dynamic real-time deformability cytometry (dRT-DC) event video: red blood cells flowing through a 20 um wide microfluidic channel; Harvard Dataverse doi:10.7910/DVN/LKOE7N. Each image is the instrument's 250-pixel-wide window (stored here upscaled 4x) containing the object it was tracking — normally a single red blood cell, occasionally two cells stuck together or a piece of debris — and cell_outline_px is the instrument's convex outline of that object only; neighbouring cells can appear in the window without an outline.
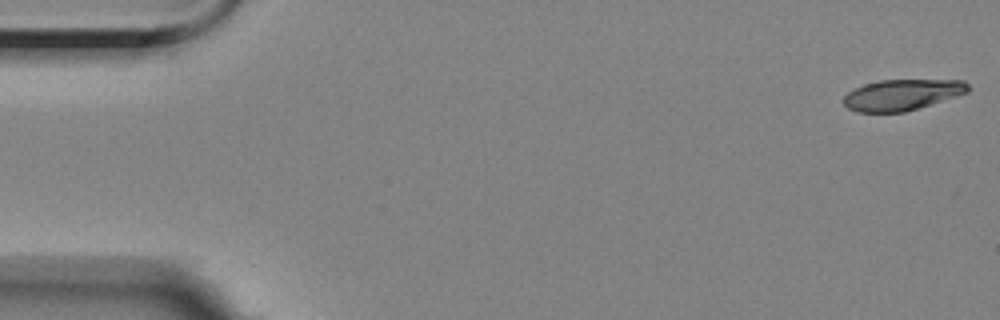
{"species": "Egyptian fruit bat (a non-hibernating species)", "species_latin": "Rousettus aegyptiacus", "temperature_condition": "room temperature", "stored_images_in_passage": 8, "camera_frame_rate_fps": 3000, "um_per_image_px": 0.085, "animal": {"sex": "female"}, "frame": {"image": 1, "passage_image": 1, "time_ms": 0.0, "image_size_px": [1000, 320], "cell_outline_px": [[968, 92], [956, 96], [904, 112], [856, 112], [848, 108], [844, 104], [844, 96], [852, 88], [864, 84], [880, 80], [964, 80], [968, 84]], "centroid_in_image_um": [76.64, 8.05], "position_along_channel_um": 8.4, "area_um2": 22.31}}
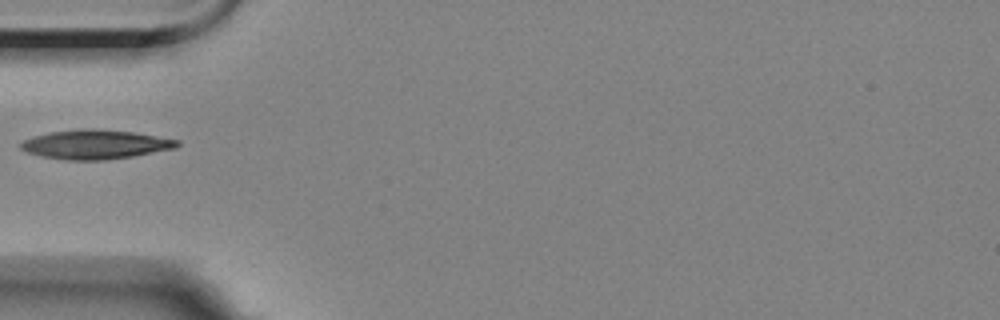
{"frame": {"image": 2, "passage_image": 6, "time_ms": 5.667, "image_size_px": [1000, 320], "cell_outline_px": [[180, 144], [176, 148], [132, 156], [104, 160], [68, 160], [44, 156], [28, 152], [20, 148], [20, 144], [24, 140], [32, 136], [48, 132], [80, 128], [100, 128], [132, 132], [180, 140]], "centroid_in_image_um": [8.11, 12.26], "position_along_channel_um": 76.9, "area_um2": 26.65}}
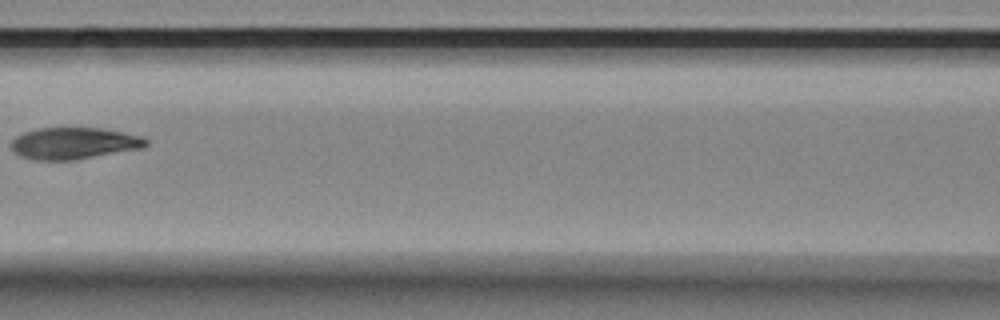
{"frame": {"image": 3, "passage_image": 8, "time_ms": 8.0, "image_size_px": [1000, 320], "cell_outline_px": [[148, 144], [144, 148], [72, 160], [32, 160], [20, 156], [12, 148], [12, 140], [16, 136], [24, 132], [36, 128], [100, 128], [124, 132], [144, 136], [148, 140]], "centroid_in_image_um": [6.32, 12.17], "position_along_channel_um": 160.3, "area_um2": 24.97}}